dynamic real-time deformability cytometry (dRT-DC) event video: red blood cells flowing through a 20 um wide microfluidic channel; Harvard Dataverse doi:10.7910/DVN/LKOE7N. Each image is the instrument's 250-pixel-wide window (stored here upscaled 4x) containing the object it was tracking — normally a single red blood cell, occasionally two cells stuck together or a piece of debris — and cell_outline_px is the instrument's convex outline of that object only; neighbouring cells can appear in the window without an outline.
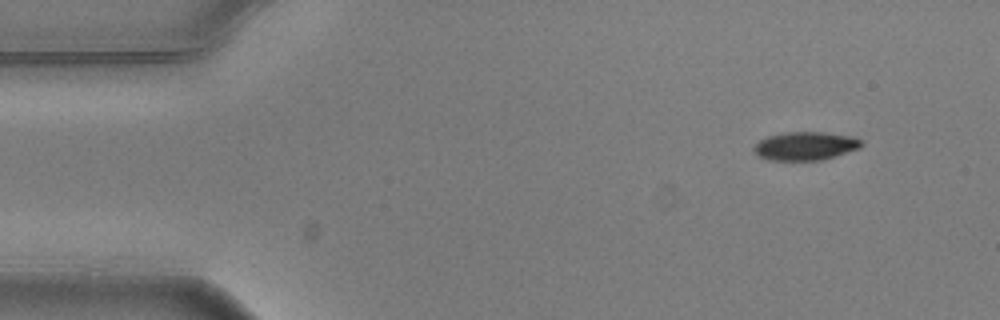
{"species": "common noctule bat (a hibernating species)", "species_latin": "Nyctalus noctula", "temperature_condition": "warm", "stored_images_in_passage": 6, "camera_frame_rate_fps": 3000, "um_per_image_px": 0.085, "animal": {"sex": "male", "body_mass_g": 20.5, "forearm_length_mm": 52.5}, "frame": {"image": 1, "passage_image": 1, "time_ms": 0.0, "image_size_px": [1000, 320], "cell_outline_px": [[864, 144], [860, 148], [820, 160], [768, 160], [756, 156], [752, 148], [760, 140], [768, 136], [784, 132], [824, 132], [852, 136], [860, 140]], "centroid_in_image_um": [68.42, 12.41], "position_along_channel_um": 16.6, "area_um2": 17.8}}
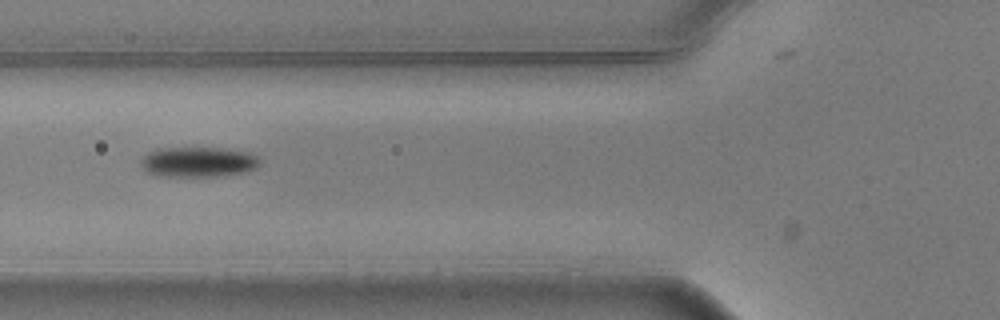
{"frame": {"image": 2, "passage_image": 5, "time_ms": 1.333, "image_size_px": [1000, 320], "cell_outline_px": [[260, 164], [256, 168], [240, 172], [216, 176], [160, 176], [148, 172], [140, 164], [140, 160], [148, 152], [160, 148], [220, 148], [248, 152], [260, 156]], "centroid_in_image_um": [16.85, 13.75], "position_along_channel_um": 109.0, "area_um2": 20.75}}
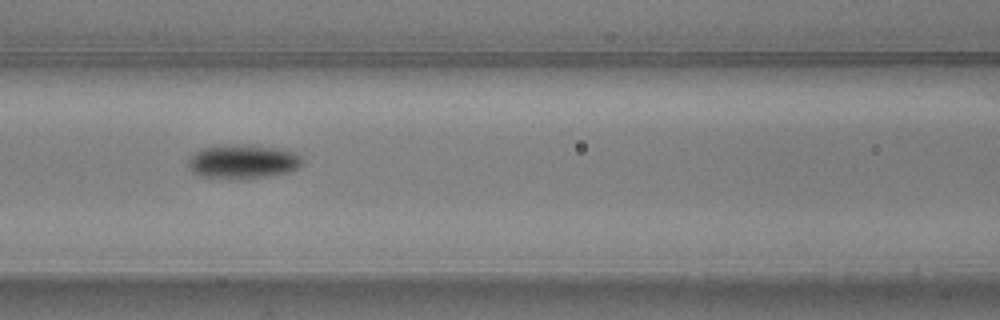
{"frame": {"image": 3, "passage_image": 6, "time_ms": 1.667, "image_size_px": [1000, 320], "cell_outline_px": [[304, 164], [288, 172], [268, 176], [200, 176], [192, 172], [188, 164], [188, 160], [200, 148], [228, 144], [252, 144], [280, 148], [296, 152], [304, 160]], "centroid_in_image_um": [20.7, 13.67], "position_along_channel_um": 145.9, "area_um2": 22.2}}